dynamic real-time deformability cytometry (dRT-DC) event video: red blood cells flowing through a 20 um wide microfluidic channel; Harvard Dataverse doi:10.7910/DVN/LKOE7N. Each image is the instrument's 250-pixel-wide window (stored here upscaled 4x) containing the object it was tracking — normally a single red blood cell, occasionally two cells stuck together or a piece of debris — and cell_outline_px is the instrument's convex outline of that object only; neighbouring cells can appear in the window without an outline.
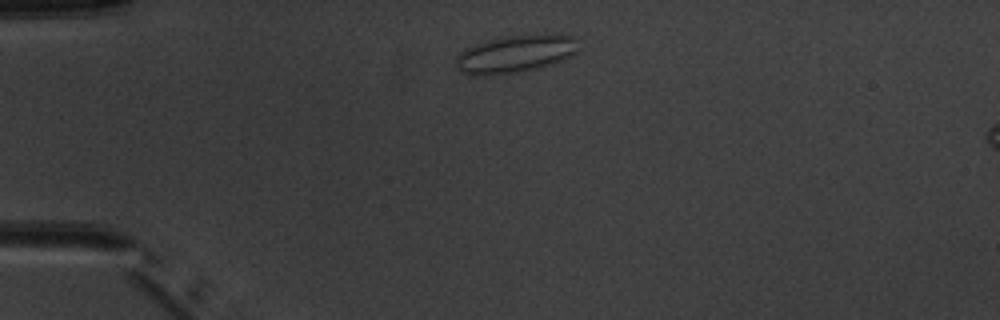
{"species": "common noctule bat (a hibernating species)", "species_latin": "Nyctalus noctula", "temperature_condition": "warm", "stored_images_in_passage": 3, "camera_frame_rate_fps": 3000, "um_per_image_px": 0.085, "animal": {"sex": "male", "body_mass_g": 20.1, "forearm_length_mm": 53.5}, "frame": {"image": 1, "passage_image": 1, "time_ms": 0.0, "image_size_px": [1000, 320], "cell_outline_px": [[580, 48], [572, 56], [564, 60], [540, 68], [524, 72], [492, 76], [472, 76], [460, 72], [456, 64], [456, 56], [460, 52], [476, 44], [488, 40], [504, 36], [572, 36], [576, 40]], "centroid_in_image_um": [43.77, 4.65], "position_along_channel_um": 41.2, "area_um2": 26.82}}
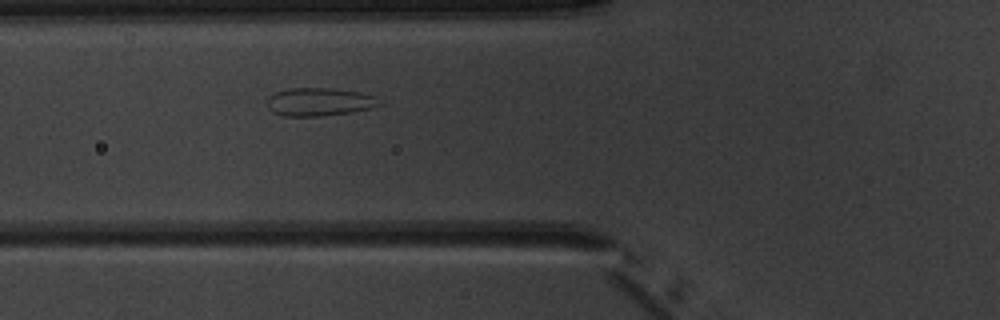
{"frame": {"image": 2, "passage_image": 3, "time_ms": 2.333, "image_size_px": [1000, 320], "cell_outline_px": [[384, 104], [352, 112], [320, 116], [284, 116], [272, 112], [268, 108], [268, 96], [276, 92], [288, 88], [332, 88], [360, 92], [376, 96]], "centroid_in_image_um": [27.15, 8.65], "position_along_channel_um": 98.7, "area_um2": 18.5}}